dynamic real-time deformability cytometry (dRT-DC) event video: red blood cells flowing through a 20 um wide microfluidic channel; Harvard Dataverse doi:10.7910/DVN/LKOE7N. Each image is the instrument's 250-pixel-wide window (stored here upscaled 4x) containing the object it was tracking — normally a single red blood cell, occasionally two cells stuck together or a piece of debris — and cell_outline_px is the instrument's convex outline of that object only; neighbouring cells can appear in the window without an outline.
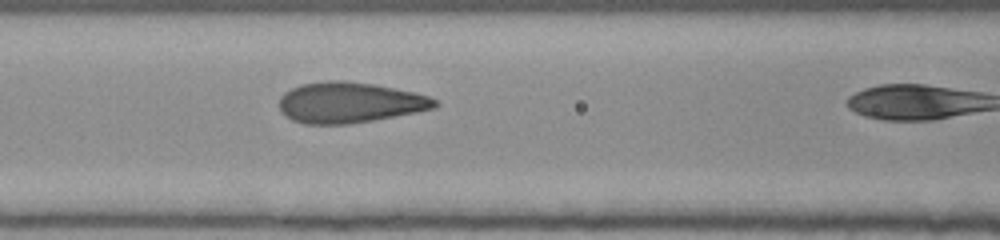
{"species": "human", "species_latin": "Homo sapiens", "temperature_condition": "room temperature", "stored_images_in_passage": 20, "camera_frame_rate_fps": 3000, "um_per_image_px": 0.085, "donor": {"sex": "female"}, "frame": {"image": 1, "passage_image": 19, "time_ms": 6.0, "image_size_px": [1000, 240], "cell_outline_px": [[440, 104], [436, 108], [416, 112], [372, 120], [348, 124], [304, 124], [292, 120], [284, 116], [280, 112], [280, 96], [284, 92], [300, 84], [328, 80], [344, 80], [372, 84], [412, 92], [428, 96], [436, 100]], "centroid_in_image_um": [29.67, 8.72], "position_along_channel_um": 136.9, "area_um2": 36.88}}